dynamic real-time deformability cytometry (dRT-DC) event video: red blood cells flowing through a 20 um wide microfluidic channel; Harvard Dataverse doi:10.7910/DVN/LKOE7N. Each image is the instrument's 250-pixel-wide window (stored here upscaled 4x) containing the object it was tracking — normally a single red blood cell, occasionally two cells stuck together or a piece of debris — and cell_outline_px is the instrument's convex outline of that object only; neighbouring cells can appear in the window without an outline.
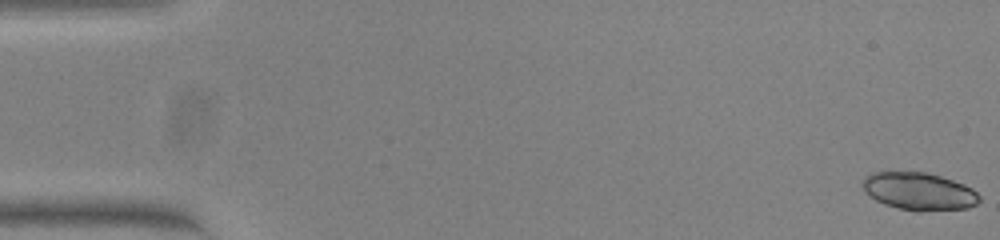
{"species": "common noctule bat (a hibernating species)", "species_latin": "Nyctalus noctula", "temperature_condition": "warm", "stored_images_in_passage": 17, "camera_frame_rate_fps": 3000, "um_per_image_px": 0.085, "animal": {"sex": "female", "body_mass_g": 23.0, "forearm_length_mm": 53.4}, "frame": {"image": 1, "passage_image": 1, "time_ms": 0.0, "image_size_px": [1000, 240], "cell_outline_px": [[980, 200], [976, 204], [968, 208], [920, 212], [916, 212], [884, 204], [876, 200], [864, 188], [864, 176], [872, 172], [928, 172], [964, 184], [972, 188], [980, 196]], "centroid_in_image_um": [78.16, 16.27], "position_along_channel_um": 6.8, "area_um2": 25.49}}
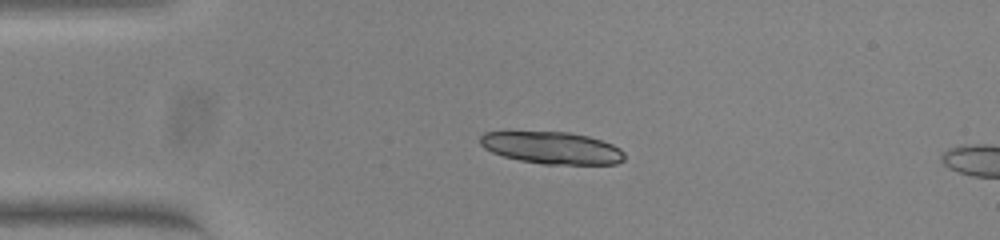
{"frame": {"image": 2, "passage_image": 13, "time_ms": 4.0, "image_size_px": [1000, 240], "cell_outline_px": [[624, 160], [616, 164], [544, 164], [520, 160], [504, 156], [492, 152], [484, 148], [480, 144], [480, 136], [484, 132], [568, 132], [588, 136], [612, 144], [620, 148], [624, 152]], "centroid_in_image_um": [46.93, 12.57], "position_along_channel_um": 38.1, "area_um2": 26.88}}